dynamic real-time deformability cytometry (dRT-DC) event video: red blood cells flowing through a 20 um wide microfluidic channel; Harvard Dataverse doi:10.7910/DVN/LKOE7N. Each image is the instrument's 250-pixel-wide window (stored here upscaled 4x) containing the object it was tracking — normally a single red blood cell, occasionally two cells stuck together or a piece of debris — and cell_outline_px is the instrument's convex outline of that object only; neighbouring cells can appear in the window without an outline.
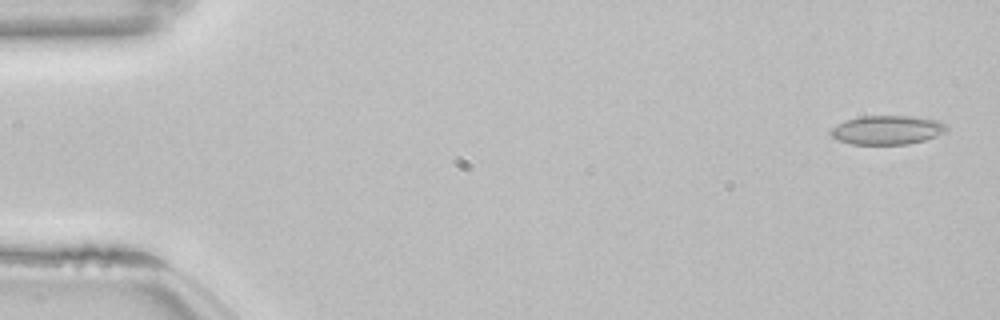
{"species": "common noctule bat (a hibernating species)", "species_latin": "Nyctalus noctula", "temperature_condition": "room temperature", "stored_images_in_passage": 15, "camera_frame_rate_fps": 3000, "um_per_image_px": 0.085, "animal": {"sex": "female", "body_mass_g": 22.7, "forearm_length_mm": 54.2}, "frame": {"image": 1, "passage_image": 2, "time_ms": 0.333, "image_size_px": [1000, 320], "cell_outline_px": [[948, 128], [944, 132], [936, 136], [924, 140], [908, 144], [852, 144], [836, 140], [828, 132], [832, 128], [848, 120], [860, 116], [916, 116], [940, 120], [948, 124]], "centroid_in_image_um": [75.46, 11.04], "position_along_channel_um": 9.5, "area_um2": 19.65}}
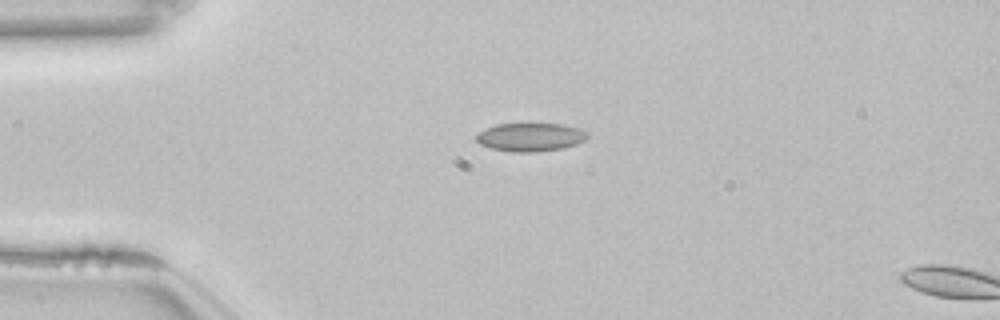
{"frame": {"image": 2, "passage_image": 13, "time_ms": 4.0, "image_size_px": [1000, 320], "cell_outline_px": [[592, 132], [584, 140], [576, 144], [564, 148], [536, 152], [512, 152], [492, 148], [480, 144], [476, 140], [476, 132], [484, 128], [496, 124], [564, 124], [580, 128]], "centroid_in_image_um": [45.1, 11.64], "position_along_channel_um": 39.9, "area_um2": 18.67}}